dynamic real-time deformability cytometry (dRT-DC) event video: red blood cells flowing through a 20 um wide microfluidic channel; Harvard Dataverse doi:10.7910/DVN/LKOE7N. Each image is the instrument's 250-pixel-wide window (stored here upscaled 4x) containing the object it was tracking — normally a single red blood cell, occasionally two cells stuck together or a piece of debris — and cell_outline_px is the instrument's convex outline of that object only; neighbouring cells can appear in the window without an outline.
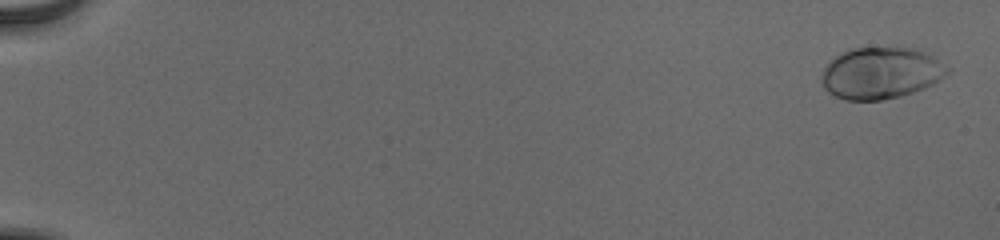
{"species": "human", "species_latin": "Homo sapiens", "temperature_condition": "cold", "stored_images_in_passage": 56, "camera_frame_rate_fps": 3000, "um_per_image_px": 0.085, "donor": {"sex": "male"}, "frame": {"image": 1, "passage_image": 2, "time_ms": 0.333, "image_size_px": [1000, 240], "cell_outline_px": [[948, 72], [932, 84], [924, 88], [900, 96], [880, 100], [844, 100], [828, 92], [824, 88], [820, 80], [820, 76], [824, 68], [840, 52], [848, 48], [908, 48], [924, 52], [936, 56], [948, 68]], "centroid_in_image_um": [74.83, 6.21], "position_along_channel_um": 10.2, "area_um2": 37.69}}
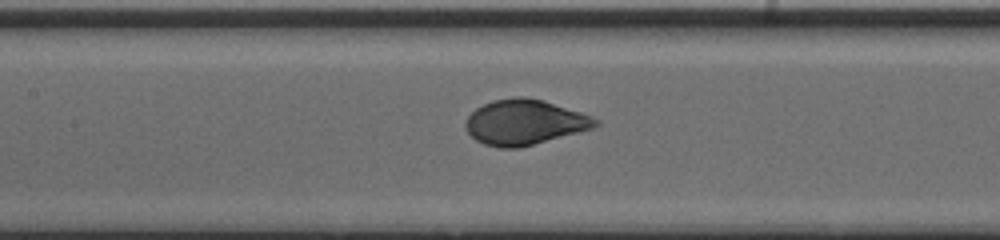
{"frame": {"image": 2, "passage_image": 29, "time_ms": 9.333, "image_size_px": [1000, 240], "cell_outline_px": [[600, 124], [592, 128], [520, 148], [500, 148], [484, 144], [476, 140], [468, 132], [464, 124], [468, 116], [476, 108], [492, 100], [516, 96], [524, 96], [544, 100], [592, 116], [600, 120]], "centroid_in_image_um": [44.58, 10.38], "position_along_channel_um": 162.8, "area_um2": 34.16}}
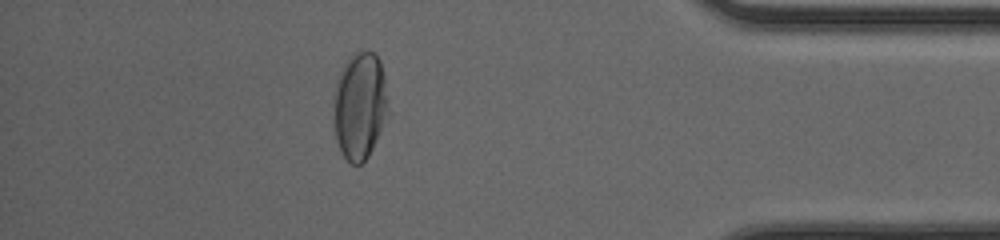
{"frame": {"image": 3, "passage_image": 50, "time_ms": 16.333, "image_size_px": [1000, 240], "cell_outline_px": [[388, 116], [368, 156], [360, 164], [352, 164], [340, 152], [336, 140], [332, 120], [332, 96], [336, 80], [344, 64], [352, 52], [372, 52], [380, 60], [384, 76], [388, 112]], "centroid_in_image_um": [30.53, 8.99], "position_along_channel_um": 404.7, "area_um2": 34.56}, "authors_computed_cell_mechanics": {"area_um2": 35.4603, "velocity_mm_per_s": 3.8783, "shape_relaxation_time_tau1_ms": 3.3959, "shape_relaxation_time_tau2_ms": null, "deformation_change_tau1": 0.1878, "deformation_change_tau2": null}}